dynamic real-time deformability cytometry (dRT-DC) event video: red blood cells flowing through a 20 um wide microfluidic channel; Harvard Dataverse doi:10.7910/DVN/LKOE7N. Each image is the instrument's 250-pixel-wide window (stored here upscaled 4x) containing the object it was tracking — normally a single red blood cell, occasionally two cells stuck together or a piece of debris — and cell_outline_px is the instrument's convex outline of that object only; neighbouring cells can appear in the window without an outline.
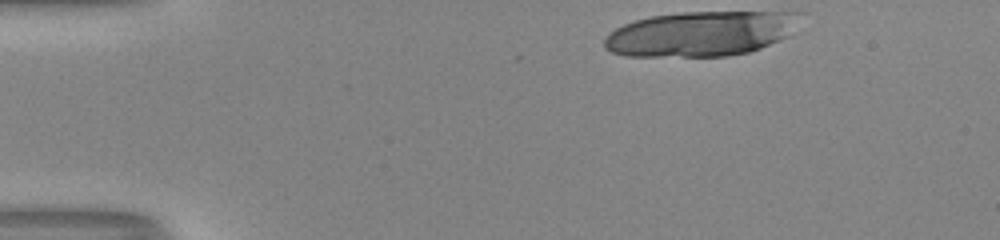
{"species": "human", "species_latin": "Homo sapiens", "temperature_condition": "room temperature", "stored_images_in_passage": 12, "camera_frame_rate_fps": 3000, "um_per_image_px": 0.085, "donor": {"sex": "male"}, "frame": {"image": 1, "passage_image": 1, "time_ms": 0.0, "image_size_px": [1000, 240], "cell_outline_px": [[804, 12], [788, 36], [760, 48], [748, 52], [728, 56], [628, 56], [612, 52], [604, 48], [604, 40], [616, 28], [624, 24], [636, 20], [652, 16], [684, 12]], "centroid_in_image_um": [59.58, 2.86], "position_along_channel_um": 25.4, "area_um2": 50.92}}